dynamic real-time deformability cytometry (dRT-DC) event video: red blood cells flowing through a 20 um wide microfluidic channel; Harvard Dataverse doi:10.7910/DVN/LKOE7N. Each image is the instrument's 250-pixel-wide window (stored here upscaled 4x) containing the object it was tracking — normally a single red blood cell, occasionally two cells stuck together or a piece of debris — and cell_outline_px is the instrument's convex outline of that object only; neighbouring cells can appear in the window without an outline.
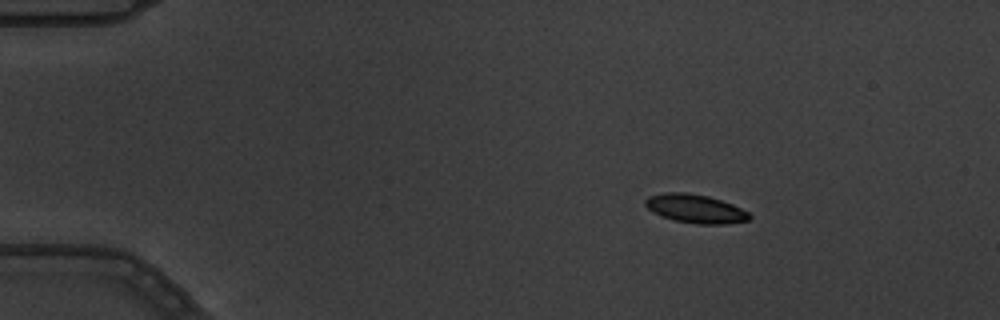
{"species": "common noctule bat (a hibernating species)", "species_latin": "Nyctalus noctula", "temperature_condition": "warm", "stored_images_in_passage": 4, "camera_frame_rate_fps": 3000, "um_per_image_px": 0.085, "animal": {"sex": "male", "body_mass_g": 19.5, "forearm_length_mm": 54.6}, "frame": {"image": 1, "passage_image": 2, "time_ms": 0.333, "image_size_px": [1000, 320], "cell_outline_px": [[752, 216], [748, 220], [724, 224], [696, 224], [672, 220], [660, 216], [652, 212], [644, 204], [644, 200], [648, 196], [664, 192], [688, 192], [708, 196], [732, 204], [748, 212]], "centroid_in_image_um": [59.06, 17.73], "position_along_channel_um": 25.9, "area_um2": 17.51}}